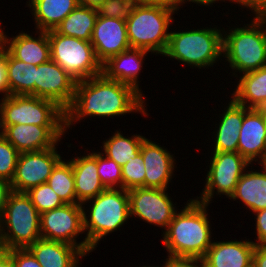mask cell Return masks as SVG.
Segmentation results:
<instances>
[{"label": "cell", "instance_id": "obj_1", "mask_svg": "<svg viewBox=\"0 0 266 267\" xmlns=\"http://www.w3.org/2000/svg\"><path fill=\"white\" fill-rule=\"evenodd\" d=\"M145 104L144 97L133 87L103 74L78 81L73 100L65 110V132L74 122L88 116L113 119L132 112L148 116Z\"/></svg>", "mask_w": 266, "mask_h": 267}, {"label": "cell", "instance_id": "obj_2", "mask_svg": "<svg viewBox=\"0 0 266 267\" xmlns=\"http://www.w3.org/2000/svg\"><path fill=\"white\" fill-rule=\"evenodd\" d=\"M188 201L180 212L176 211L167 229L162 230V243L169 257L203 259L213 243L208 205L196 199Z\"/></svg>", "mask_w": 266, "mask_h": 267}, {"label": "cell", "instance_id": "obj_3", "mask_svg": "<svg viewBox=\"0 0 266 267\" xmlns=\"http://www.w3.org/2000/svg\"><path fill=\"white\" fill-rule=\"evenodd\" d=\"M227 31L223 29L222 57L234 75L266 66V16H253L246 26Z\"/></svg>", "mask_w": 266, "mask_h": 267}, {"label": "cell", "instance_id": "obj_4", "mask_svg": "<svg viewBox=\"0 0 266 267\" xmlns=\"http://www.w3.org/2000/svg\"><path fill=\"white\" fill-rule=\"evenodd\" d=\"M90 203L87 212L85 204ZM83 229L89 246L95 250L100 240L117 231L130 218L128 190L108 188L96 197L84 201ZM88 215V216H87Z\"/></svg>", "mask_w": 266, "mask_h": 267}, {"label": "cell", "instance_id": "obj_5", "mask_svg": "<svg viewBox=\"0 0 266 267\" xmlns=\"http://www.w3.org/2000/svg\"><path fill=\"white\" fill-rule=\"evenodd\" d=\"M40 238V213L26 192L12 191L0 216L1 248L25 249Z\"/></svg>", "mask_w": 266, "mask_h": 267}, {"label": "cell", "instance_id": "obj_6", "mask_svg": "<svg viewBox=\"0 0 266 267\" xmlns=\"http://www.w3.org/2000/svg\"><path fill=\"white\" fill-rule=\"evenodd\" d=\"M222 45L223 30L217 27L171 31L168 46L163 55L181 61L190 68L207 69L221 59Z\"/></svg>", "mask_w": 266, "mask_h": 267}, {"label": "cell", "instance_id": "obj_7", "mask_svg": "<svg viewBox=\"0 0 266 267\" xmlns=\"http://www.w3.org/2000/svg\"><path fill=\"white\" fill-rule=\"evenodd\" d=\"M175 11L165 5L143 3L126 21L130 47L163 56Z\"/></svg>", "mask_w": 266, "mask_h": 267}, {"label": "cell", "instance_id": "obj_8", "mask_svg": "<svg viewBox=\"0 0 266 267\" xmlns=\"http://www.w3.org/2000/svg\"><path fill=\"white\" fill-rule=\"evenodd\" d=\"M51 60L61 66L77 82L102 74L90 41L59 34L49 30Z\"/></svg>", "mask_w": 266, "mask_h": 267}, {"label": "cell", "instance_id": "obj_9", "mask_svg": "<svg viewBox=\"0 0 266 267\" xmlns=\"http://www.w3.org/2000/svg\"><path fill=\"white\" fill-rule=\"evenodd\" d=\"M0 101V125L65 126V111L51 100L10 95Z\"/></svg>", "mask_w": 266, "mask_h": 267}, {"label": "cell", "instance_id": "obj_10", "mask_svg": "<svg viewBox=\"0 0 266 267\" xmlns=\"http://www.w3.org/2000/svg\"><path fill=\"white\" fill-rule=\"evenodd\" d=\"M206 184L201 197L196 200L209 205L214 194L225 195L230 198L235 187L250 164L238 152H212ZM216 189V191H215Z\"/></svg>", "mask_w": 266, "mask_h": 267}, {"label": "cell", "instance_id": "obj_11", "mask_svg": "<svg viewBox=\"0 0 266 267\" xmlns=\"http://www.w3.org/2000/svg\"><path fill=\"white\" fill-rule=\"evenodd\" d=\"M40 233L43 239L74 245L86 256L93 252L86 238L81 242L76 239L80 234H84L81 204H64L40 214Z\"/></svg>", "mask_w": 266, "mask_h": 267}, {"label": "cell", "instance_id": "obj_12", "mask_svg": "<svg viewBox=\"0 0 266 267\" xmlns=\"http://www.w3.org/2000/svg\"><path fill=\"white\" fill-rule=\"evenodd\" d=\"M166 191L167 189L145 187L128 190L130 218L138 217L165 231L177 211L174 206L176 204H173Z\"/></svg>", "mask_w": 266, "mask_h": 267}, {"label": "cell", "instance_id": "obj_13", "mask_svg": "<svg viewBox=\"0 0 266 267\" xmlns=\"http://www.w3.org/2000/svg\"><path fill=\"white\" fill-rule=\"evenodd\" d=\"M56 146L58 145L45 150L19 154L15 174L10 182L12 191L27 192L48 181L53 168L62 159Z\"/></svg>", "mask_w": 266, "mask_h": 267}, {"label": "cell", "instance_id": "obj_14", "mask_svg": "<svg viewBox=\"0 0 266 267\" xmlns=\"http://www.w3.org/2000/svg\"><path fill=\"white\" fill-rule=\"evenodd\" d=\"M77 81L51 59L35 69L34 96L55 102L64 111L73 100Z\"/></svg>", "mask_w": 266, "mask_h": 267}, {"label": "cell", "instance_id": "obj_15", "mask_svg": "<svg viewBox=\"0 0 266 267\" xmlns=\"http://www.w3.org/2000/svg\"><path fill=\"white\" fill-rule=\"evenodd\" d=\"M0 129L1 134L20 153L52 148L66 134L65 126L16 124L0 125Z\"/></svg>", "mask_w": 266, "mask_h": 267}, {"label": "cell", "instance_id": "obj_16", "mask_svg": "<svg viewBox=\"0 0 266 267\" xmlns=\"http://www.w3.org/2000/svg\"><path fill=\"white\" fill-rule=\"evenodd\" d=\"M90 42L101 64L128 50L131 47L127 38L126 21L98 15Z\"/></svg>", "mask_w": 266, "mask_h": 267}, {"label": "cell", "instance_id": "obj_17", "mask_svg": "<svg viewBox=\"0 0 266 267\" xmlns=\"http://www.w3.org/2000/svg\"><path fill=\"white\" fill-rule=\"evenodd\" d=\"M237 152L251 164L254 163L253 161L259 164L264 159L266 154V124L263 108L245 107V115L239 131Z\"/></svg>", "mask_w": 266, "mask_h": 267}, {"label": "cell", "instance_id": "obj_18", "mask_svg": "<svg viewBox=\"0 0 266 267\" xmlns=\"http://www.w3.org/2000/svg\"><path fill=\"white\" fill-rule=\"evenodd\" d=\"M141 153L145 165V188L167 189L175 172L173 155L147 138L143 140Z\"/></svg>", "mask_w": 266, "mask_h": 267}, {"label": "cell", "instance_id": "obj_19", "mask_svg": "<svg viewBox=\"0 0 266 267\" xmlns=\"http://www.w3.org/2000/svg\"><path fill=\"white\" fill-rule=\"evenodd\" d=\"M36 33L37 38L24 31L8 38L2 30L0 43L15 59L38 66L48 62L51 55L48 32L39 30Z\"/></svg>", "mask_w": 266, "mask_h": 267}, {"label": "cell", "instance_id": "obj_20", "mask_svg": "<svg viewBox=\"0 0 266 267\" xmlns=\"http://www.w3.org/2000/svg\"><path fill=\"white\" fill-rule=\"evenodd\" d=\"M256 244L249 241H214L203 262L205 267H252Z\"/></svg>", "mask_w": 266, "mask_h": 267}, {"label": "cell", "instance_id": "obj_21", "mask_svg": "<svg viewBox=\"0 0 266 267\" xmlns=\"http://www.w3.org/2000/svg\"><path fill=\"white\" fill-rule=\"evenodd\" d=\"M147 53L150 52L137 48L122 51L102 64V74L107 79L130 85L143 96L138 76Z\"/></svg>", "mask_w": 266, "mask_h": 267}, {"label": "cell", "instance_id": "obj_22", "mask_svg": "<svg viewBox=\"0 0 266 267\" xmlns=\"http://www.w3.org/2000/svg\"><path fill=\"white\" fill-rule=\"evenodd\" d=\"M42 267H79L86 255L69 243L38 239L27 248Z\"/></svg>", "mask_w": 266, "mask_h": 267}, {"label": "cell", "instance_id": "obj_23", "mask_svg": "<svg viewBox=\"0 0 266 267\" xmlns=\"http://www.w3.org/2000/svg\"><path fill=\"white\" fill-rule=\"evenodd\" d=\"M77 200L84 201L96 197L106 188L101 183L97 170V152L71 158Z\"/></svg>", "mask_w": 266, "mask_h": 267}, {"label": "cell", "instance_id": "obj_24", "mask_svg": "<svg viewBox=\"0 0 266 267\" xmlns=\"http://www.w3.org/2000/svg\"><path fill=\"white\" fill-rule=\"evenodd\" d=\"M222 113L214 138L213 152H237L239 131L245 115V106L239 105L233 99Z\"/></svg>", "mask_w": 266, "mask_h": 267}, {"label": "cell", "instance_id": "obj_25", "mask_svg": "<svg viewBox=\"0 0 266 267\" xmlns=\"http://www.w3.org/2000/svg\"><path fill=\"white\" fill-rule=\"evenodd\" d=\"M245 170L229 199H238L253 213L266 208V168Z\"/></svg>", "mask_w": 266, "mask_h": 267}, {"label": "cell", "instance_id": "obj_26", "mask_svg": "<svg viewBox=\"0 0 266 267\" xmlns=\"http://www.w3.org/2000/svg\"><path fill=\"white\" fill-rule=\"evenodd\" d=\"M239 78L231 99L246 108L266 107V66L244 73Z\"/></svg>", "mask_w": 266, "mask_h": 267}, {"label": "cell", "instance_id": "obj_27", "mask_svg": "<svg viewBox=\"0 0 266 267\" xmlns=\"http://www.w3.org/2000/svg\"><path fill=\"white\" fill-rule=\"evenodd\" d=\"M36 31L54 30L79 4L77 0H29Z\"/></svg>", "mask_w": 266, "mask_h": 267}, {"label": "cell", "instance_id": "obj_28", "mask_svg": "<svg viewBox=\"0 0 266 267\" xmlns=\"http://www.w3.org/2000/svg\"><path fill=\"white\" fill-rule=\"evenodd\" d=\"M97 17V9L78 5L55 30L65 36L90 41Z\"/></svg>", "mask_w": 266, "mask_h": 267}, {"label": "cell", "instance_id": "obj_29", "mask_svg": "<svg viewBox=\"0 0 266 267\" xmlns=\"http://www.w3.org/2000/svg\"><path fill=\"white\" fill-rule=\"evenodd\" d=\"M145 138L139 134L127 138L121 131L116 130L114 135L103 141V154L122 167L141 152V145Z\"/></svg>", "mask_w": 266, "mask_h": 267}, {"label": "cell", "instance_id": "obj_30", "mask_svg": "<svg viewBox=\"0 0 266 267\" xmlns=\"http://www.w3.org/2000/svg\"><path fill=\"white\" fill-rule=\"evenodd\" d=\"M35 69H37V65L15 59L7 51V76L10 95L34 96Z\"/></svg>", "mask_w": 266, "mask_h": 267}, {"label": "cell", "instance_id": "obj_31", "mask_svg": "<svg viewBox=\"0 0 266 267\" xmlns=\"http://www.w3.org/2000/svg\"><path fill=\"white\" fill-rule=\"evenodd\" d=\"M47 182L64 204H81L76 198L70 159L68 161L61 159L53 168Z\"/></svg>", "mask_w": 266, "mask_h": 267}, {"label": "cell", "instance_id": "obj_32", "mask_svg": "<svg viewBox=\"0 0 266 267\" xmlns=\"http://www.w3.org/2000/svg\"><path fill=\"white\" fill-rule=\"evenodd\" d=\"M26 194L29 196L31 202L40 214L64 205L48 182L31 188Z\"/></svg>", "mask_w": 266, "mask_h": 267}, {"label": "cell", "instance_id": "obj_33", "mask_svg": "<svg viewBox=\"0 0 266 267\" xmlns=\"http://www.w3.org/2000/svg\"><path fill=\"white\" fill-rule=\"evenodd\" d=\"M97 170L106 189L122 188V167L101 152H97Z\"/></svg>", "mask_w": 266, "mask_h": 267}, {"label": "cell", "instance_id": "obj_34", "mask_svg": "<svg viewBox=\"0 0 266 267\" xmlns=\"http://www.w3.org/2000/svg\"><path fill=\"white\" fill-rule=\"evenodd\" d=\"M143 3V0H106L97 11L100 16L127 21Z\"/></svg>", "mask_w": 266, "mask_h": 267}, {"label": "cell", "instance_id": "obj_35", "mask_svg": "<svg viewBox=\"0 0 266 267\" xmlns=\"http://www.w3.org/2000/svg\"><path fill=\"white\" fill-rule=\"evenodd\" d=\"M136 187H145V165L141 152L122 166V188L130 190Z\"/></svg>", "mask_w": 266, "mask_h": 267}, {"label": "cell", "instance_id": "obj_36", "mask_svg": "<svg viewBox=\"0 0 266 267\" xmlns=\"http://www.w3.org/2000/svg\"><path fill=\"white\" fill-rule=\"evenodd\" d=\"M20 152L0 134V178L13 179Z\"/></svg>", "mask_w": 266, "mask_h": 267}, {"label": "cell", "instance_id": "obj_37", "mask_svg": "<svg viewBox=\"0 0 266 267\" xmlns=\"http://www.w3.org/2000/svg\"><path fill=\"white\" fill-rule=\"evenodd\" d=\"M7 251L14 260L15 267H42L27 248L11 249Z\"/></svg>", "mask_w": 266, "mask_h": 267}, {"label": "cell", "instance_id": "obj_38", "mask_svg": "<svg viewBox=\"0 0 266 267\" xmlns=\"http://www.w3.org/2000/svg\"><path fill=\"white\" fill-rule=\"evenodd\" d=\"M0 94L2 98L10 96V89L7 76V50L0 43Z\"/></svg>", "mask_w": 266, "mask_h": 267}, {"label": "cell", "instance_id": "obj_39", "mask_svg": "<svg viewBox=\"0 0 266 267\" xmlns=\"http://www.w3.org/2000/svg\"><path fill=\"white\" fill-rule=\"evenodd\" d=\"M255 215L256 245L266 244V208L252 213Z\"/></svg>", "mask_w": 266, "mask_h": 267}, {"label": "cell", "instance_id": "obj_40", "mask_svg": "<svg viewBox=\"0 0 266 267\" xmlns=\"http://www.w3.org/2000/svg\"><path fill=\"white\" fill-rule=\"evenodd\" d=\"M167 257L165 267H205L203 259Z\"/></svg>", "mask_w": 266, "mask_h": 267}, {"label": "cell", "instance_id": "obj_41", "mask_svg": "<svg viewBox=\"0 0 266 267\" xmlns=\"http://www.w3.org/2000/svg\"><path fill=\"white\" fill-rule=\"evenodd\" d=\"M239 6L250 9L255 16H266V0H240Z\"/></svg>", "mask_w": 266, "mask_h": 267}, {"label": "cell", "instance_id": "obj_42", "mask_svg": "<svg viewBox=\"0 0 266 267\" xmlns=\"http://www.w3.org/2000/svg\"><path fill=\"white\" fill-rule=\"evenodd\" d=\"M252 267H266V244L255 246Z\"/></svg>", "mask_w": 266, "mask_h": 267}, {"label": "cell", "instance_id": "obj_43", "mask_svg": "<svg viewBox=\"0 0 266 267\" xmlns=\"http://www.w3.org/2000/svg\"><path fill=\"white\" fill-rule=\"evenodd\" d=\"M11 192V183L6 179L0 178V216Z\"/></svg>", "mask_w": 266, "mask_h": 267}, {"label": "cell", "instance_id": "obj_44", "mask_svg": "<svg viewBox=\"0 0 266 267\" xmlns=\"http://www.w3.org/2000/svg\"><path fill=\"white\" fill-rule=\"evenodd\" d=\"M143 2L148 4L165 5L177 11L179 8H182L181 5L183 4V0H143Z\"/></svg>", "mask_w": 266, "mask_h": 267}, {"label": "cell", "instance_id": "obj_45", "mask_svg": "<svg viewBox=\"0 0 266 267\" xmlns=\"http://www.w3.org/2000/svg\"><path fill=\"white\" fill-rule=\"evenodd\" d=\"M0 267H15L14 260L7 250H0Z\"/></svg>", "mask_w": 266, "mask_h": 267}, {"label": "cell", "instance_id": "obj_46", "mask_svg": "<svg viewBox=\"0 0 266 267\" xmlns=\"http://www.w3.org/2000/svg\"><path fill=\"white\" fill-rule=\"evenodd\" d=\"M194 2V3H196V4H199V5H204V6H211L212 7V5H213V3H217L218 1H224L225 2V0H183V4L184 3H186V2ZM228 1V0H227ZM230 1V3H237L238 5L240 4V0H229Z\"/></svg>", "mask_w": 266, "mask_h": 267}, {"label": "cell", "instance_id": "obj_47", "mask_svg": "<svg viewBox=\"0 0 266 267\" xmlns=\"http://www.w3.org/2000/svg\"><path fill=\"white\" fill-rule=\"evenodd\" d=\"M105 1L106 0H77L79 5H84L95 9L101 6Z\"/></svg>", "mask_w": 266, "mask_h": 267}, {"label": "cell", "instance_id": "obj_48", "mask_svg": "<svg viewBox=\"0 0 266 267\" xmlns=\"http://www.w3.org/2000/svg\"><path fill=\"white\" fill-rule=\"evenodd\" d=\"M259 165H261V166L266 168V154H265L264 159L261 161V163H259Z\"/></svg>", "mask_w": 266, "mask_h": 267}, {"label": "cell", "instance_id": "obj_49", "mask_svg": "<svg viewBox=\"0 0 266 267\" xmlns=\"http://www.w3.org/2000/svg\"><path fill=\"white\" fill-rule=\"evenodd\" d=\"M263 115H264V120H265V124H266V107H263Z\"/></svg>", "mask_w": 266, "mask_h": 267}, {"label": "cell", "instance_id": "obj_50", "mask_svg": "<svg viewBox=\"0 0 266 267\" xmlns=\"http://www.w3.org/2000/svg\"><path fill=\"white\" fill-rule=\"evenodd\" d=\"M139 267H140V266H139ZM142 267H159V266H147V265H144V266H142ZM160 267H165V262H164L163 266H160Z\"/></svg>", "mask_w": 266, "mask_h": 267}, {"label": "cell", "instance_id": "obj_51", "mask_svg": "<svg viewBox=\"0 0 266 267\" xmlns=\"http://www.w3.org/2000/svg\"><path fill=\"white\" fill-rule=\"evenodd\" d=\"M0 26H1V21H0ZM2 27H0V39H1V32H2Z\"/></svg>", "mask_w": 266, "mask_h": 267}]
</instances>
